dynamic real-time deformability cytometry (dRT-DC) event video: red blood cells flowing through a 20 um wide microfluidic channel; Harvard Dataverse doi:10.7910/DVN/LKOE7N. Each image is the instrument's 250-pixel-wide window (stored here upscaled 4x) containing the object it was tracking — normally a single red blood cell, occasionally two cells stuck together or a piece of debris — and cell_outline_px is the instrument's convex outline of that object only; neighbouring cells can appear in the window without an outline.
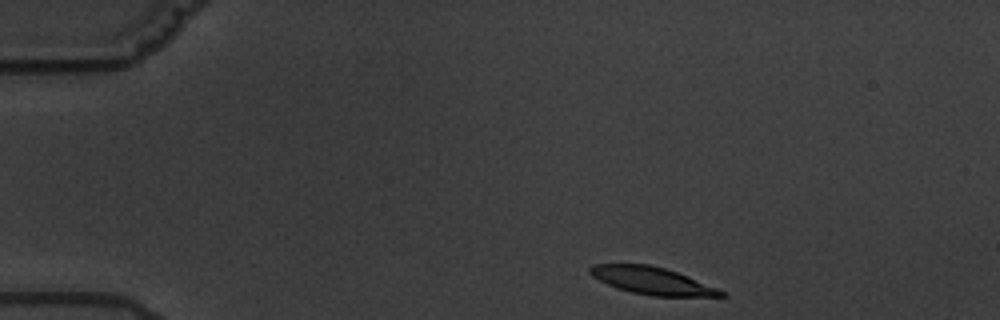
{"species": "common noctule bat (a hibernating species)", "species_latin": "Nyctalus noctula", "temperature_condition": "warm", "stored_images_in_passage": 15, "camera_frame_rate_fps": 3000, "um_per_image_px": 0.085, "animal": {"sex": "male", "body_mass_g": 19.5, "forearm_length_mm": 54.6}, "frame": {"image": 1, "passage_image": 1, "time_ms": 0.0, "image_size_px": [1000, 320], "cell_outline_px": [[728, 296], [652, 296], [632, 292], [616, 288], [592, 276], [588, 272], [588, 268], [592, 264], [648, 264], [664, 268], [676, 272], [716, 288], [724, 292]], "centroid_in_image_um": [55.36, 23.85], "position_along_channel_um": 29.6, "area_um2": 20.52}}
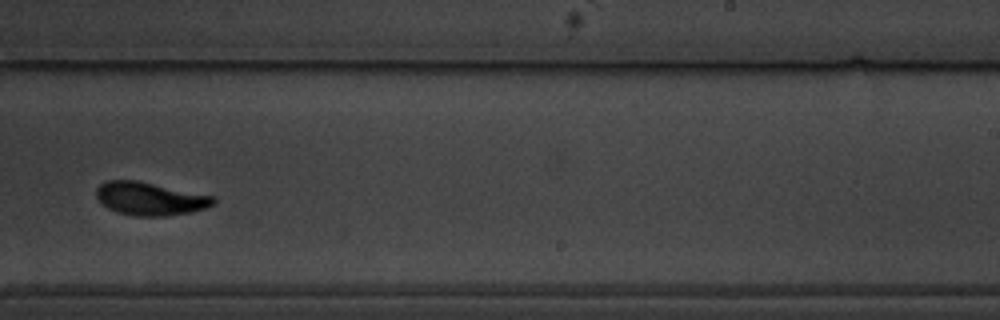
{"frame": {"image": 2, "passage_image": 9, "time_ms": 9.333, "image_size_px": [1000, 320], "cell_outline_px": [[216, 204], [192, 212], [164, 216], [132, 216], [116, 212], [108, 208], [96, 196], [96, 188], [100, 184], [108, 180], [136, 180], [212, 196], [216, 200]], "centroid_in_image_um": [12.73, 16.9], "position_along_channel_um": 276.3, "area_um2": 22.43}, "authors_computed_cell_mechanics": {"area_um2": 22.4264, "velocity_mm_per_s": 3.3905, "shape_relaxation_time_tau1_ms": 2.9449, "shape_relaxation_time_tau2_ms": 1.9613, "deformation_change_tau1": 0.1074, "deformation_change_tau2": 0.0589}}